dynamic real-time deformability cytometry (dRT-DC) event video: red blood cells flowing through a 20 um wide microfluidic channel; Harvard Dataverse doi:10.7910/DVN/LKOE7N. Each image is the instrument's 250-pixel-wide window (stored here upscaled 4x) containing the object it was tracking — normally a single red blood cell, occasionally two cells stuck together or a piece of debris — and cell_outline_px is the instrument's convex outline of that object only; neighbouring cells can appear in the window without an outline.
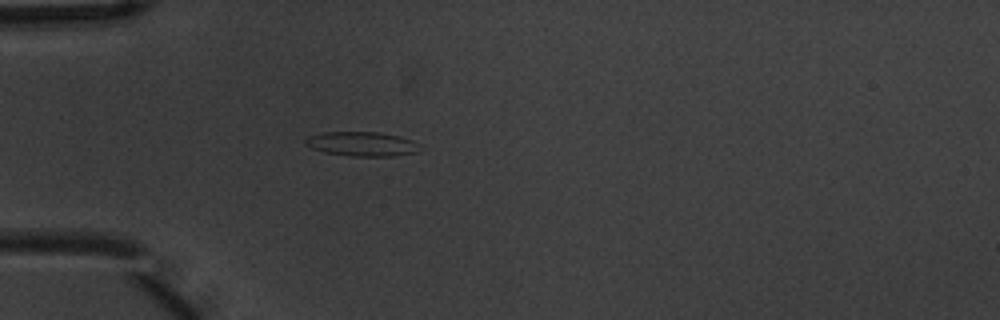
{"species": "common noctule bat (a hibernating species)", "species_latin": "Nyctalus noctula", "temperature_condition": "warm", "stored_images_in_passage": 1, "camera_frame_rate_fps": 3000, "um_per_image_px": 0.085, "animal": {"sex": "male", "body_mass_g": 20.1, "forearm_length_mm": 53.5}, "frame": {"image": 1, "passage_image": 1, "time_ms": 0.0, "image_size_px": [1000, 320], "cell_outline_px": [[420, 152], [392, 156], [352, 156], [324, 152], [312, 148], [304, 144], [304, 140], [308, 136], [324, 132], [380, 132], [400, 136], [412, 140], [420, 144]], "centroid_in_image_um": [30.79, 12.23], "position_along_channel_um": 54.2, "area_um2": 16.42}}